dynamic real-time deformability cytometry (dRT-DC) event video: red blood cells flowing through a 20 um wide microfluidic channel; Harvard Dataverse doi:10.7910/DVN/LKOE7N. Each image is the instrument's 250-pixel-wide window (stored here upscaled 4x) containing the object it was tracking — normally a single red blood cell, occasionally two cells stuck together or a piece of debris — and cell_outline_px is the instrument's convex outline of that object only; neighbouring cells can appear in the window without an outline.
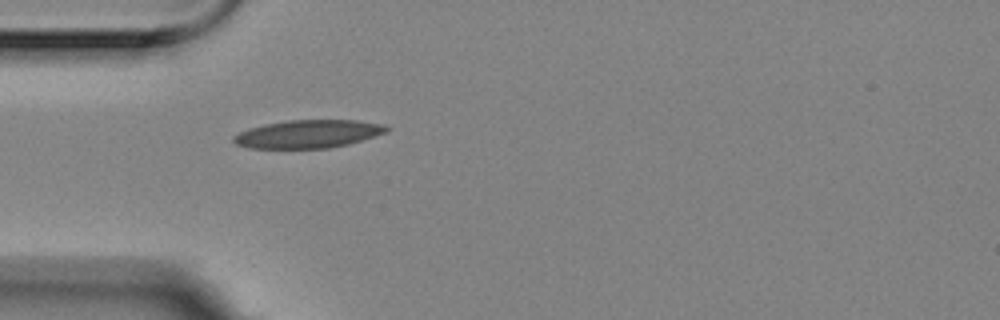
{"species": "Egyptian fruit bat (a non-hibernating species)", "species_latin": "Rousettus aegyptiacus", "temperature_condition": "room temperature", "stored_images_in_passage": 41, "camera_frame_rate_fps": 3000, "um_per_image_px": 0.085, "animal": {"sex": "female"}, "frame": {"image": 1, "passage_image": 1, "time_ms": 0.0, "image_size_px": [1000, 320], "cell_outline_px": [[392, 128], [388, 132], [348, 144], [328, 148], [248, 148], [236, 144], [232, 140], [232, 136], [248, 128], [264, 124], [288, 120], [356, 120], [384, 124]], "centroid_in_image_um": [26.2, 11.38], "position_along_channel_um": 58.8, "area_um2": 25.14}}
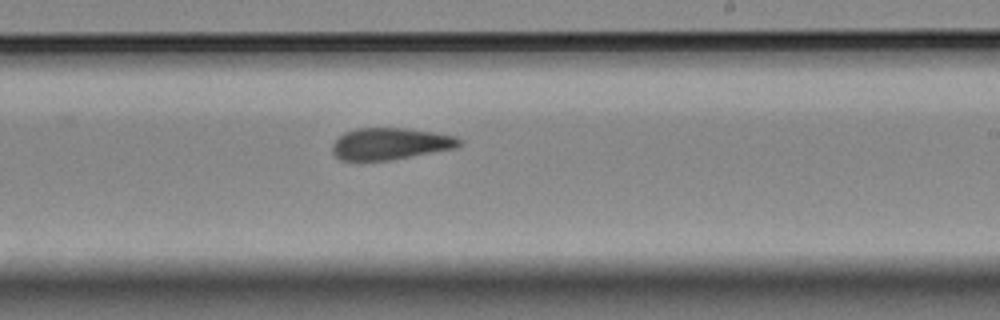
{"frame": {"image": 2, "passage_image": 18, "time_ms": 5.667, "image_size_px": [1000, 320], "cell_outline_px": [[464, 144], [456, 148], [392, 160], [340, 160], [332, 152], [332, 144], [344, 132], [356, 128], [408, 128], [456, 136], [464, 140]], "centroid_in_image_um": [33.22, 12.21], "position_along_channel_um": 255.8, "area_um2": 23.7}}
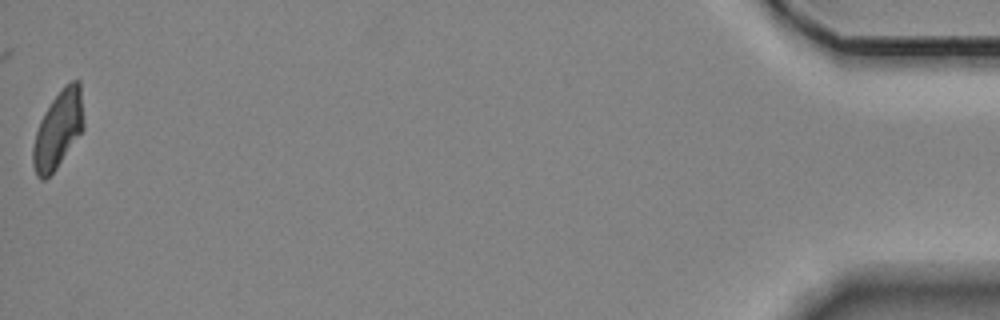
{"frame": {"image": 3, "passage_image": 41, "time_ms": 13.333, "image_size_px": [1000, 320], "cell_outline_px": [[84, 128], [56, 168], [44, 180], [40, 180], [36, 176], [32, 164], [32, 148], [36, 132], [40, 120], [44, 112], [52, 100], [64, 84], [72, 80], [80, 80], [84, 120]], "centroid_in_image_um": [4.94, 10.99], "position_along_channel_um": 430.3, "area_um2": 22.89}, "authors_computed_cell_mechanics": {"area_um2": 23.698, "velocity_mm_per_s": 3.5142, "shape_relaxation_time_tau1_ms": null, "shape_relaxation_time_tau2_ms": 5.313, "deformation_change_tau1": null, "deformation_change_tau2": 0.1229}}